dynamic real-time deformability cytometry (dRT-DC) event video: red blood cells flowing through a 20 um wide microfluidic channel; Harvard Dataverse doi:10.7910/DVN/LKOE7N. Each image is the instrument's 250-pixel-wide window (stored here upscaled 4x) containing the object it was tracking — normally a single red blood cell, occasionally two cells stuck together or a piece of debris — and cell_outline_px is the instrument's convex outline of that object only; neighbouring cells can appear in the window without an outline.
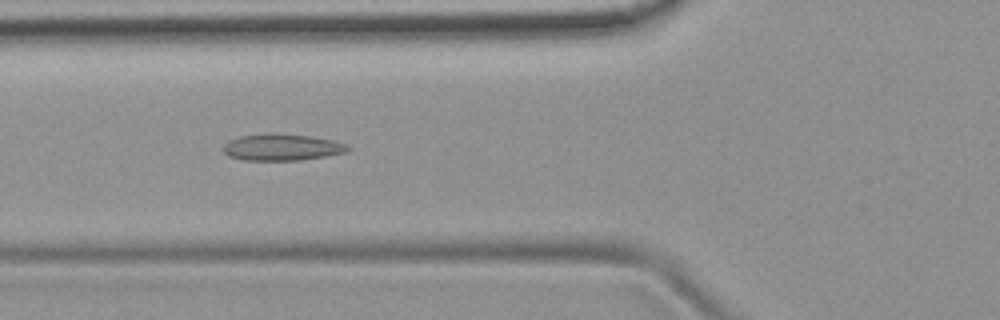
{"species": "common noctule bat (a hibernating species)", "species_latin": "Nyctalus noctula", "temperature_condition": "room temperature", "stored_images_in_passage": 51, "camera_frame_rate_fps": 3000, "um_per_image_px": 0.085, "animal": {"sex": "female", "body_mass_g": 19.9}, "frame": {"image": 1, "passage_image": 19, "time_ms": 6.0, "image_size_px": [1000, 320], "cell_outline_px": [[352, 148], [348, 152], [300, 160], [244, 160], [228, 156], [224, 152], [224, 144], [228, 140], [240, 136], [312, 136], [332, 140], [344, 144]], "centroid_in_image_um": [23.98, 12.56], "position_along_channel_um": 101.8, "area_um2": 18.38}}
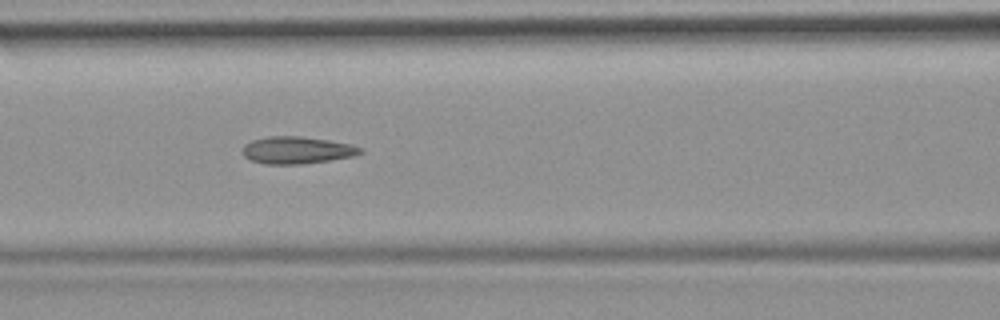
{"frame": {"image": 2, "passage_image": 22, "time_ms": 7.0, "image_size_px": [1000, 320], "cell_outline_px": [[364, 152], [356, 156], [300, 164], [264, 164], [252, 160], [244, 156], [244, 144], [252, 140], [268, 136], [300, 136], [328, 140], [352, 144], [364, 148]], "centroid_in_image_um": [25.29, 12.76], "position_along_channel_um": 141.3, "area_um2": 18.67}}
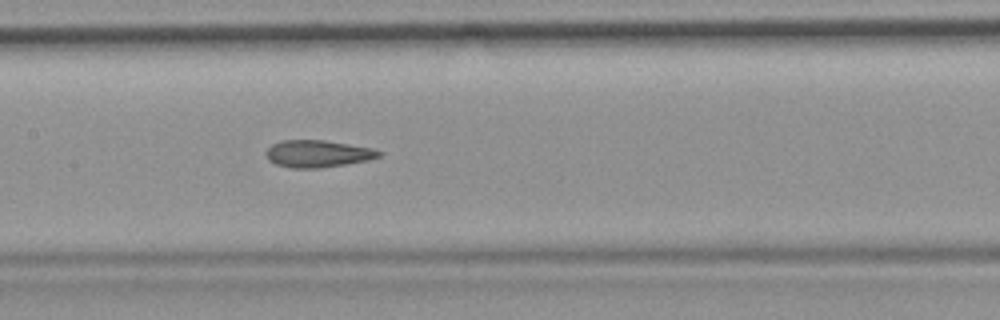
{"frame": {"image": 3, "passage_image": 25, "time_ms": 8.0, "image_size_px": [1000, 320], "cell_outline_px": [[384, 152], [380, 156], [368, 160], [320, 168], [288, 168], [276, 164], [268, 160], [264, 152], [272, 144], [284, 140], [324, 140], [372, 148]], "centroid_in_image_um": [26.98, 13.07], "position_along_channel_um": 180.4, "area_um2": 17.86}, "authors_computed_cell_mechanics": {"area_um2": 18.4382, "velocity_mm_per_s": 3.9185, "shape_relaxation_time_tau1_ms": null, "shape_relaxation_time_tau2_ms": 2.6132, "deformation_change_tau1": null, "deformation_change_tau2": 0.1195}}